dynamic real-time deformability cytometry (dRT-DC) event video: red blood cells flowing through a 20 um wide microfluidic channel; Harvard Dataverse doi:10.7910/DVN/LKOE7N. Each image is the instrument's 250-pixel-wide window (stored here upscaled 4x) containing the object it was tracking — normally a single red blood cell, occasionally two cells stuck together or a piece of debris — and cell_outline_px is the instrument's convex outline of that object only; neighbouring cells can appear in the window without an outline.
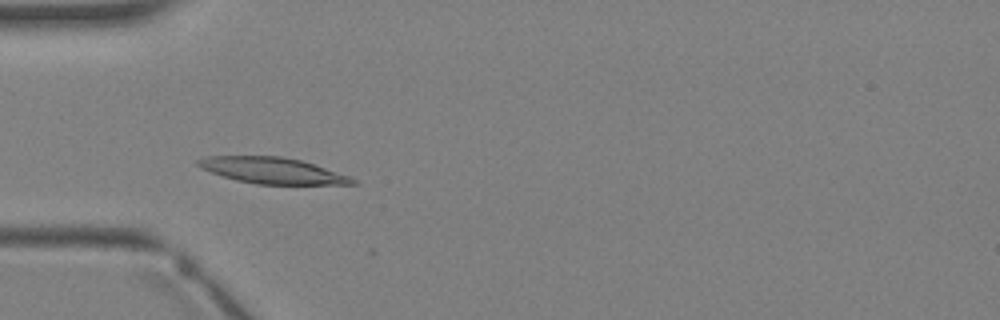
{"species": "Egyptian fruit bat (a non-hibernating species)", "species_latin": "Rousettus aegyptiacus", "temperature_condition": "warm", "stored_images_in_passage": 3, "camera_frame_rate_fps": 3000, "um_per_image_px": 0.085, "animal": {"sex": "female"}, "frame": {"image": 1, "passage_image": 2, "time_ms": 1.333, "image_size_px": [1000, 320], "cell_outline_px": [[360, 184], [256, 184], [236, 180], [200, 168], [196, 164], [196, 160], [208, 156], [280, 156], [300, 160], [348, 176], [356, 180]], "centroid_in_image_um": [23.11, 14.49], "position_along_channel_um": 61.9, "area_um2": 23.12}}
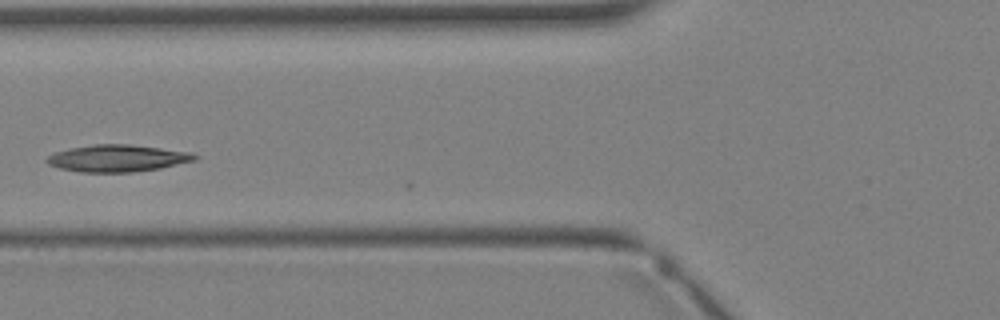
{"frame": {"image": 2, "passage_image": 3, "time_ms": 2.333, "image_size_px": [1000, 320], "cell_outline_px": [[196, 160], [160, 168], [132, 172], [80, 172], [60, 168], [48, 164], [44, 160], [48, 156], [56, 152], [72, 148], [96, 144], [128, 144], [192, 152], [196, 156]], "centroid_in_image_um": [9.98, 13.45], "position_along_channel_um": 115.8, "area_um2": 23.0}}